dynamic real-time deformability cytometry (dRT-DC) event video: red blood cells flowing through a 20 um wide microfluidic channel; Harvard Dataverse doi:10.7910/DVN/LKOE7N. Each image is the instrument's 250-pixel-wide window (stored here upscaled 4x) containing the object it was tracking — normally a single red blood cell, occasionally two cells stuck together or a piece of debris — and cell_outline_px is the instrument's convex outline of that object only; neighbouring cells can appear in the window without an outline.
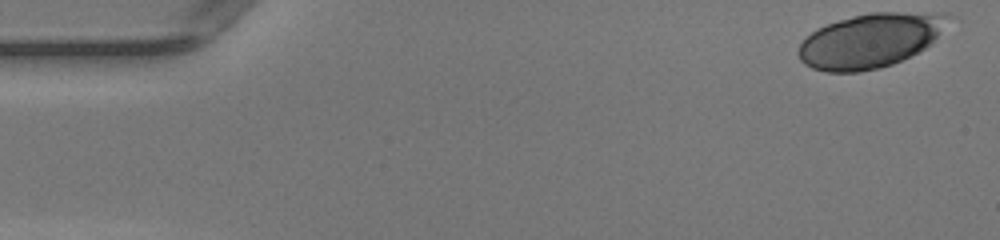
{"species": "human", "species_latin": "Homo sapiens", "temperature_condition": "warm", "stored_images_in_passage": 48, "camera_frame_rate_fps": 3000, "um_per_image_px": 0.085, "donor": {"sex": "female"}, "frame": {"image": 1, "passage_image": 1, "time_ms": 0.0, "image_size_px": [1000, 240], "cell_outline_px": [[960, 20], [924, 48], [892, 64], [880, 68], [860, 72], [828, 72], [812, 68], [804, 64], [800, 60], [796, 52], [800, 44], [816, 28], [852, 16], [868, 12], [948, 12], [956, 16]], "centroid_in_image_um": [74.11, 3.4], "position_along_channel_um": 10.9, "area_um2": 48.44}}
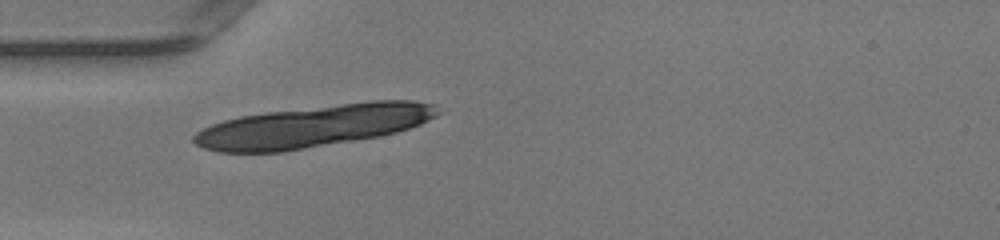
{"frame": {"image": 2, "passage_image": 14, "time_ms": 4.333, "image_size_px": [1000, 240], "cell_outline_px": [[444, 112], [420, 124], [396, 132], [380, 136], [284, 152], [220, 152], [204, 148], [196, 144], [192, 140], [192, 136], [196, 132], [212, 124], [224, 120], [240, 116], [264, 112], [368, 100], [412, 100], [436, 104]], "centroid_in_image_um": [26.68, 10.7], "position_along_channel_um": 58.3, "area_um2": 60.17}}